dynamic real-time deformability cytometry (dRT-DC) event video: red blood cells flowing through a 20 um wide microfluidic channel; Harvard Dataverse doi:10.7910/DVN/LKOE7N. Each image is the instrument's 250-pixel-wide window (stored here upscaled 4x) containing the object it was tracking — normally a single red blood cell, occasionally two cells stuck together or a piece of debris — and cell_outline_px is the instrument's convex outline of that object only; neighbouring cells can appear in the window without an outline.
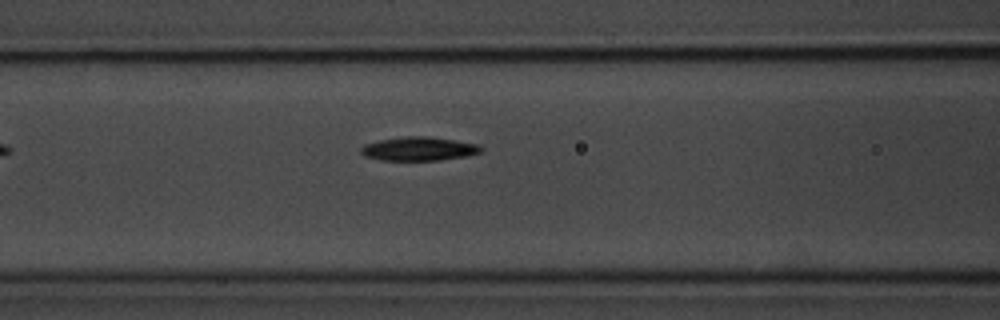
{"species": "common noctule bat (a hibernating species)", "species_latin": "Nyctalus noctula", "temperature_condition": "room temperature", "stored_images_in_passage": 40, "segment_of_instrument_passage": [1, 2], "camera_frame_rate_fps": 3000, "um_per_image_px": 0.085, "animal": {"sex": "male", "body_mass_g": 20.1, "forearm_length_mm": 53.5}, "frame": {"image": 1, "passage_image": 6, "time_ms": 1.667, "image_size_px": [1000, 320], "cell_outline_px": [[484, 148], [480, 152], [464, 156], [440, 160], [380, 160], [364, 156], [360, 152], [360, 148], [364, 144], [380, 140], [404, 136], [428, 136], [476, 144]], "centroid_in_image_um": [35.54, 12.65], "position_along_channel_um": 131.1, "area_um2": 16.47}}
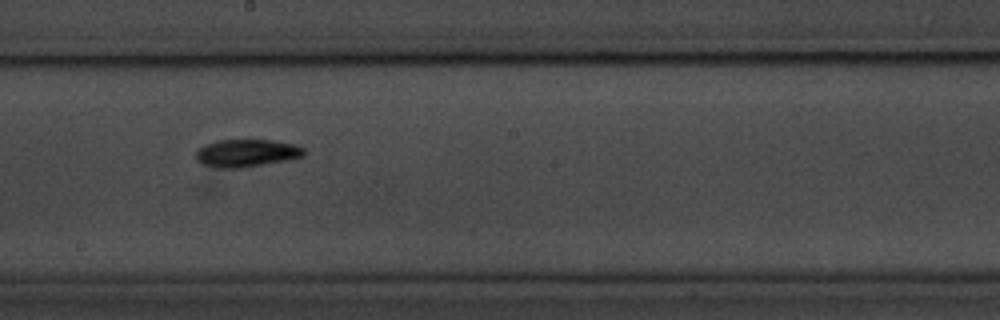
{"frame": {"image": 2, "passage_image": 14, "time_ms": 4.333, "image_size_px": [1000, 320], "cell_outline_px": [[304, 156], [288, 160], [240, 168], [220, 168], [204, 164], [196, 160], [196, 152], [204, 144], [216, 140], [272, 140], [296, 144], [304, 148]], "centroid_in_image_um": [20.97, 13.0], "position_along_channel_um": 227.2, "area_um2": 17.4}}
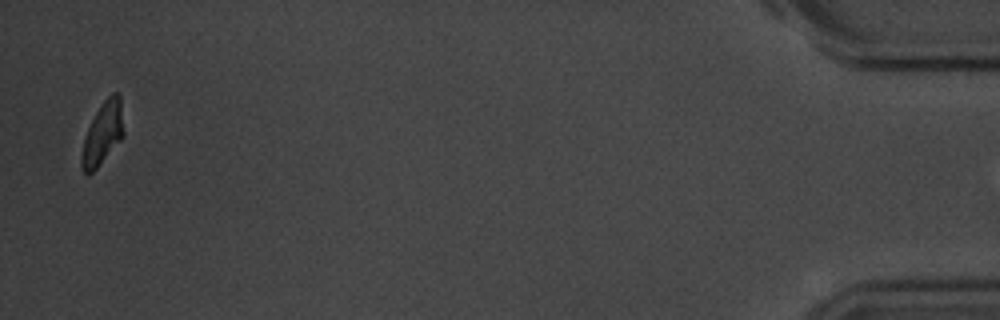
{"frame": {"image": 3, "passage_image": 38, "time_ms": 12.333, "image_size_px": [1000, 320], "cell_outline_px": [[124, 136], [96, 168], [88, 176], [84, 172], [80, 164], [80, 156], [84, 140], [88, 128], [100, 104], [112, 92], [116, 92], [120, 96], [124, 132]], "centroid_in_image_um": [8.72, 11.34], "position_along_channel_um": 426.5, "area_um2": 15.2}}